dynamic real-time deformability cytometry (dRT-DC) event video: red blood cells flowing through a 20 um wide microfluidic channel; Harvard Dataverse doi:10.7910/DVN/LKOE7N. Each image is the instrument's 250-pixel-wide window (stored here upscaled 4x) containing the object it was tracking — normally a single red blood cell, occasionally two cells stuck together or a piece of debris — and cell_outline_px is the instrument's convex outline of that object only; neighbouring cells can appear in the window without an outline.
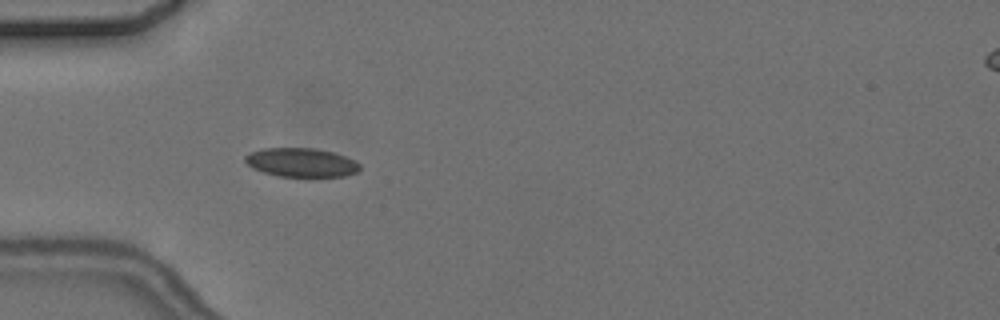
{"species": "common noctule bat (a hibernating species)", "species_latin": "Nyctalus noctula", "temperature_condition": "cold", "stored_images_in_passage": 3, "camera_frame_rate_fps": 3000, "um_per_image_px": 0.085, "animal": {"sex": "female", "body_mass_g": 24.6, "forearm_length_mm": 56.2}, "frame": {"image": 1, "passage_image": 3, "time_ms": 2.667, "image_size_px": [1000, 320], "cell_outline_px": [[360, 168], [356, 172], [344, 176], [280, 176], [264, 172], [252, 168], [244, 160], [244, 156], [252, 152], [264, 148], [316, 148], [332, 152], [356, 160], [360, 164]], "centroid_in_image_um": [25.61, 13.8], "position_along_channel_um": 59.4, "area_um2": 19.13}}